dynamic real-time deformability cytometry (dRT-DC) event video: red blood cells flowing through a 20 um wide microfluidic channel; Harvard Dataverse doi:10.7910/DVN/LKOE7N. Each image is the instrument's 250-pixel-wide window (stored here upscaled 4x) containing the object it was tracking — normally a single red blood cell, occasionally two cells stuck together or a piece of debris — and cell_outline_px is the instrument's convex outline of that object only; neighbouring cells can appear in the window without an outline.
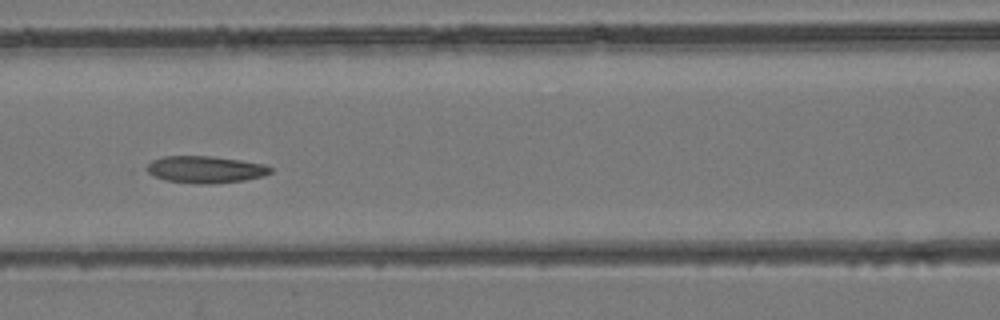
{"species": "common noctule bat (a hibernating species)", "species_latin": "Nyctalus noctula", "temperature_condition": "room temperature", "stored_images_in_passage": 6, "camera_frame_rate_fps": 3000, "um_per_image_px": 0.085, "animal": {"sex": "female", "body_mass_g": 24.6, "forearm_length_mm": 56.2}, "frame": {"image": 1, "passage_image": 6, "time_ms": 6.333, "image_size_px": [1000, 320], "cell_outline_px": [[272, 172], [264, 176], [244, 180], [208, 184], [196, 184], [164, 180], [140, 168], [152, 160], [164, 156], [212, 156], [240, 160], [264, 164], [272, 168]], "centroid_in_image_um": [17.41, 14.4], "position_along_channel_um": 149.2, "area_um2": 19.65}}